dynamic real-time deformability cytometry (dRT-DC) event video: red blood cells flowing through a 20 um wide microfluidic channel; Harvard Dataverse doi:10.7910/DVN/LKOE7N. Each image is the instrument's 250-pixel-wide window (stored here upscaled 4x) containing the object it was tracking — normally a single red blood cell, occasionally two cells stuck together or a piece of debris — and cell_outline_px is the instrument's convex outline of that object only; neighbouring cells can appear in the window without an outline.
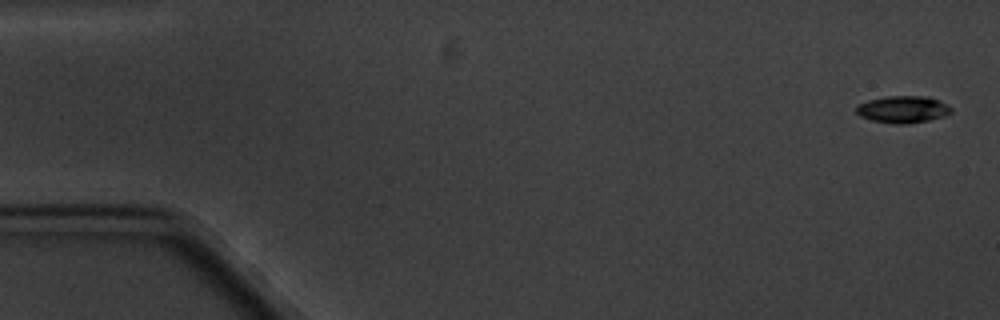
{"species": "common noctule bat (a hibernating species)", "species_latin": "Nyctalus noctula", "temperature_condition": "cold", "stored_images_in_passage": 7, "camera_frame_rate_fps": 3000, "um_per_image_px": 0.085, "animal": {"sex": "male", "body_mass_g": 20.1, "forearm_length_mm": 53.5}, "frame": {"image": 1, "passage_image": 1, "time_ms": 0.0, "image_size_px": [1000, 320], "cell_outline_px": [[952, 112], [944, 116], [928, 120], [908, 124], [896, 124], [872, 120], [860, 116], [856, 112], [856, 108], [860, 104], [868, 100], [888, 96], [928, 96], [952, 108]], "centroid_in_image_um": [76.74, 9.3], "position_along_channel_um": 8.3, "area_um2": 14.74}}
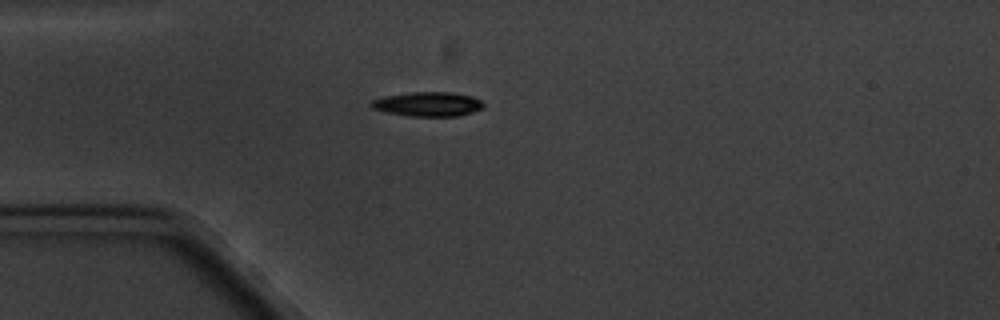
{"frame": {"image": 2, "passage_image": 5, "time_ms": 4.667, "image_size_px": [1000, 320], "cell_outline_px": [[484, 108], [472, 112], [456, 116], [408, 116], [384, 112], [372, 108], [368, 104], [372, 100], [384, 96], [408, 92], [452, 92], [472, 96], [480, 100], [484, 104]], "centroid_in_image_um": [36.34, 8.85], "position_along_channel_um": 48.7, "area_um2": 16.13}}